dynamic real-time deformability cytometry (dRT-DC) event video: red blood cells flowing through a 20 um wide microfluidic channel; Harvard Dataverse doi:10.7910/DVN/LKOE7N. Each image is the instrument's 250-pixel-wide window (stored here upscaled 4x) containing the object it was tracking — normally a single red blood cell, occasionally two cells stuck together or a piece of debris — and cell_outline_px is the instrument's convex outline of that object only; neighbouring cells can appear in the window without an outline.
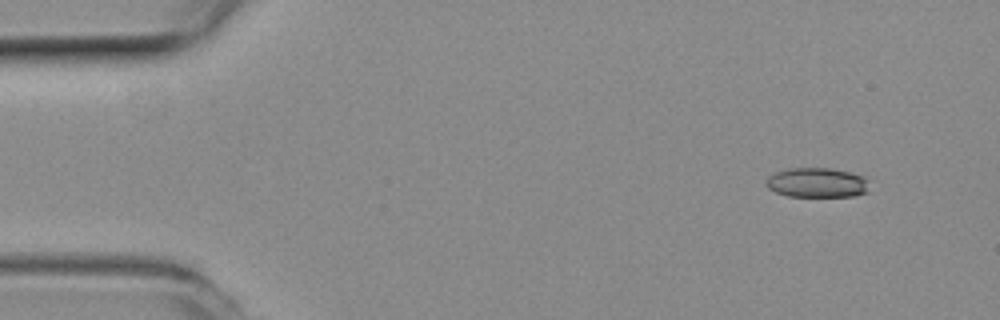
{"species": "common noctule bat (a hibernating species)", "species_latin": "Nyctalus noctula", "temperature_condition": "room temperature", "stored_images_in_passage": 49, "camera_frame_rate_fps": 3000, "um_per_image_px": 0.085, "animal": {"sex": "female", "body_mass_g": 19.3, "forearm_length_mm": 54.1}, "frame": {"image": 1, "passage_image": 1, "time_ms": 0.0, "image_size_px": [1000, 320], "cell_outline_px": [[868, 192], [852, 196], [788, 196], [776, 192], [768, 188], [768, 176], [776, 172], [788, 168], [832, 168], [864, 176], [868, 180]], "centroid_in_image_um": [69.47, 15.52], "position_along_channel_um": 15.5, "area_um2": 17.74}}
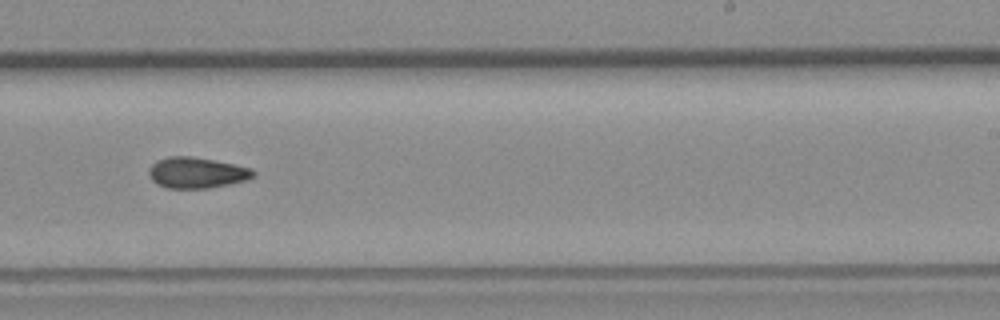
{"frame": {"image": 2, "passage_image": 28, "time_ms": 9.0, "image_size_px": [1000, 320], "cell_outline_px": [[256, 172], [252, 176], [244, 180], [228, 184], [208, 188], [168, 188], [156, 184], [152, 180], [148, 172], [148, 168], [156, 160], [168, 156], [192, 156], [232, 164], [248, 168]], "centroid_in_image_um": [16.63, 14.67], "position_along_channel_um": 272.4, "area_um2": 18.55}}
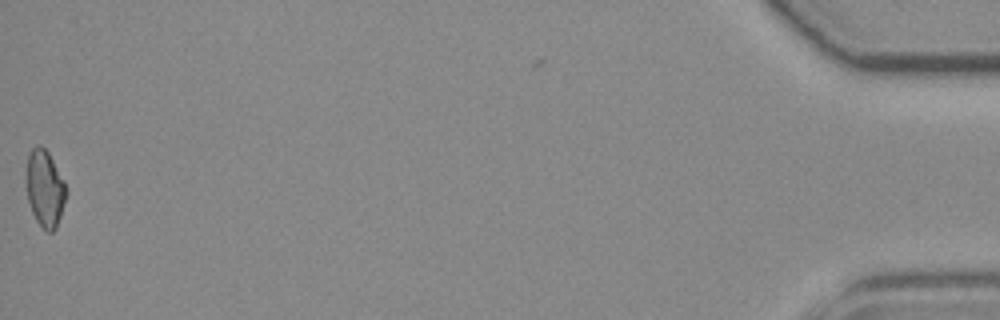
{"frame": {"image": 3, "passage_image": 48, "time_ms": 15.667, "image_size_px": [1000, 320], "cell_outline_px": [[68, 192], [56, 228], [52, 232], [48, 232], [36, 220], [32, 212], [28, 200], [24, 176], [28, 156], [32, 148], [36, 144], [40, 144], [48, 152], [64, 180]], "centroid_in_image_um": [3.8, 15.99], "position_along_channel_um": 431.4, "area_um2": 18.09}, "authors_computed_cell_mechanics": {"area_um2": 18.3226, "velocity_mm_per_s": 3.993, "shape_relaxation_time_tau1_ms": null, "shape_relaxation_time_tau2_ms": 7.4105, "deformation_change_tau1": null, "deformation_change_tau2": 0.1537}}